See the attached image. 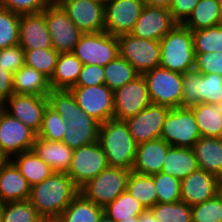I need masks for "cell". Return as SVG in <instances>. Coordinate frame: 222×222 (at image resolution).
I'll return each mask as SVG.
<instances>
[{
  "label": "cell",
  "instance_id": "94428289",
  "mask_svg": "<svg viewBox=\"0 0 222 222\" xmlns=\"http://www.w3.org/2000/svg\"><path fill=\"white\" fill-rule=\"evenodd\" d=\"M217 179H218L219 184H222V169L220 173L217 175Z\"/></svg>",
  "mask_w": 222,
  "mask_h": 222
},
{
  "label": "cell",
  "instance_id": "d6a6232c",
  "mask_svg": "<svg viewBox=\"0 0 222 222\" xmlns=\"http://www.w3.org/2000/svg\"><path fill=\"white\" fill-rule=\"evenodd\" d=\"M126 191L146 209L157 204V192L152 175H142L131 171Z\"/></svg>",
  "mask_w": 222,
  "mask_h": 222
},
{
  "label": "cell",
  "instance_id": "5bb4252c",
  "mask_svg": "<svg viewBox=\"0 0 222 222\" xmlns=\"http://www.w3.org/2000/svg\"><path fill=\"white\" fill-rule=\"evenodd\" d=\"M171 108L150 103L137 115L124 120L137 145L161 138L163 124Z\"/></svg>",
  "mask_w": 222,
  "mask_h": 222
},
{
  "label": "cell",
  "instance_id": "d590c367",
  "mask_svg": "<svg viewBox=\"0 0 222 222\" xmlns=\"http://www.w3.org/2000/svg\"><path fill=\"white\" fill-rule=\"evenodd\" d=\"M195 54L222 53V25L191 31Z\"/></svg>",
  "mask_w": 222,
  "mask_h": 222
},
{
  "label": "cell",
  "instance_id": "60d3db41",
  "mask_svg": "<svg viewBox=\"0 0 222 222\" xmlns=\"http://www.w3.org/2000/svg\"><path fill=\"white\" fill-rule=\"evenodd\" d=\"M20 15L0 8V49L19 44Z\"/></svg>",
  "mask_w": 222,
  "mask_h": 222
},
{
  "label": "cell",
  "instance_id": "5b68a950",
  "mask_svg": "<svg viewBox=\"0 0 222 222\" xmlns=\"http://www.w3.org/2000/svg\"><path fill=\"white\" fill-rule=\"evenodd\" d=\"M130 173L131 170L108 166L80 187L79 192L95 205L105 208L126 191Z\"/></svg>",
  "mask_w": 222,
  "mask_h": 222
},
{
  "label": "cell",
  "instance_id": "4316f807",
  "mask_svg": "<svg viewBox=\"0 0 222 222\" xmlns=\"http://www.w3.org/2000/svg\"><path fill=\"white\" fill-rule=\"evenodd\" d=\"M199 169L218 175L222 169V138L200 137L192 147Z\"/></svg>",
  "mask_w": 222,
  "mask_h": 222
},
{
  "label": "cell",
  "instance_id": "f5cc1de1",
  "mask_svg": "<svg viewBox=\"0 0 222 222\" xmlns=\"http://www.w3.org/2000/svg\"><path fill=\"white\" fill-rule=\"evenodd\" d=\"M145 5L169 9L173 0H143Z\"/></svg>",
  "mask_w": 222,
  "mask_h": 222
},
{
  "label": "cell",
  "instance_id": "11a10c76",
  "mask_svg": "<svg viewBox=\"0 0 222 222\" xmlns=\"http://www.w3.org/2000/svg\"><path fill=\"white\" fill-rule=\"evenodd\" d=\"M43 222H62L59 217L43 218Z\"/></svg>",
  "mask_w": 222,
  "mask_h": 222
},
{
  "label": "cell",
  "instance_id": "9a60e30c",
  "mask_svg": "<svg viewBox=\"0 0 222 222\" xmlns=\"http://www.w3.org/2000/svg\"><path fill=\"white\" fill-rule=\"evenodd\" d=\"M82 33L105 30V5L99 0H56Z\"/></svg>",
  "mask_w": 222,
  "mask_h": 222
},
{
  "label": "cell",
  "instance_id": "8fae6325",
  "mask_svg": "<svg viewBox=\"0 0 222 222\" xmlns=\"http://www.w3.org/2000/svg\"><path fill=\"white\" fill-rule=\"evenodd\" d=\"M108 166L106 154L97 141L73 151L67 175L80 188Z\"/></svg>",
  "mask_w": 222,
  "mask_h": 222
},
{
  "label": "cell",
  "instance_id": "e575fe53",
  "mask_svg": "<svg viewBox=\"0 0 222 222\" xmlns=\"http://www.w3.org/2000/svg\"><path fill=\"white\" fill-rule=\"evenodd\" d=\"M145 210L146 208L138 200L124 191L104 208V213L113 222H118L133 216H139Z\"/></svg>",
  "mask_w": 222,
  "mask_h": 222
},
{
  "label": "cell",
  "instance_id": "db71d44e",
  "mask_svg": "<svg viewBox=\"0 0 222 222\" xmlns=\"http://www.w3.org/2000/svg\"><path fill=\"white\" fill-rule=\"evenodd\" d=\"M139 222H159L150 209H146L139 215Z\"/></svg>",
  "mask_w": 222,
  "mask_h": 222
},
{
  "label": "cell",
  "instance_id": "03108f58",
  "mask_svg": "<svg viewBox=\"0 0 222 222\" xmlns=\"http://www.w3.org/2000/svg\"><path fill=\"white\" fill-rule=\"evenodd\" d=\"M111 1V0H103V3L105 4L106 2Z\"/></svg>",
  "mask_w": 222,
  "mask_h": 222
},
{
  "label": "cell",
  "instance_id": "30bf717a",
  "mask_svg": "<svg viewBox=\"0 0 222 222\" xmlns=\"http://www.w3.org/2000/svg\"><path fill=\"white\" fill-rule=\"evenodd\" d=\"M201 137L199 127L190 108L177 107L169 111L161 138L175 147L192 148Z\"/></svg>",
  "mask_w": 222,
  "mask_h": 222
},
{
  "label": "cell",
  "instance_id": "52a82bcc",
  "mask_svg": "<svg viewBox=\"0 0 222 222\" xmlns=\"http://www.w3.org/2000/svg\"><path fill=\"white\" fill-rule=\"evenodd\" d=\"M83 65L104 67L119 55V41L106 31L82 33L72 52Z\"/></svg>",
  "mask_w": 222,
  "mask_h": 222
},
{
  "label": "cell",
  "instance_id": "d4e9b609",
  "mask_svg": "<svg viewBox=\"0 0 222 222\" xmlns=\"http://www.w3.org/2000/svg\"><path fill=\"white\" fill-rule=\"evenodd\" d=\"M198 169V162L192 148L170 146L161 172L181 181Z\"/></svg>",
  "mask_w": 222,
  "mask_h": 222
},
{
  "label": "cell",
  "instance_id": "83f0119b",
  "mask_svg": "<svg viewBox=\"0 0 222 222\" xmlns=\"http://www.w3.org/2000/svg\"><path fill=\"white\" fill-rule=\"evenodd\" d=\"M83 63L72 53H59L56 68L50 79L52 90H70L75 86Z\"/></svg>",
  "mask_w": 222,
  "mask_h": 222
},
{
  "label": "cell",
  "instance_id": "91938a15",
  "mask_svg": "<svg viewBox=\"0 0 222 222\" xmlns=\"http://www.w3.org/2000/svg\"><path fill=\"white\" fill-rule=\"evenodd\" d=\"M217 196L221 199L222 201V184H219L218 191H217Z\"/></svg>",
  "mask_w": 222,
  "mask_h": 222
},
{
  "label": "cell",
  "instance_id": "74e56055",
  "mask_svg": "<svg viewBox=\"0 0 222 222\" xmlns=\"http://www.w3.org/2000/svg\"><path fill=\"white\" fill-rule=\"evenodd\" d=\"M59 53L54 49H34L25 51V64L51 79L56 68Z\"/></svg>",
  "mask_w": 222,
  "mask_h": 222
},
{
  "label": "cell",
  "instance_id": "603a6c76",
  "mask_svg": "<svg viewBox=\"0 0 222 222\" xmlns=\"http://www.w3.org/2000/svg\"><path fill=\"white\" fill-rule=\"evenodd\" d=\"M31 186L18 168L6 160L0 166V204L6 202L27 201Z\"/></svg>",
  "mask_w": 222,
  "mask_h": 222
},
{
  "label": "cell",
  "instance_id": "8992f818",
  "mask_svg": "<svg viewBox=\"0 0 222 222\" xmlns=\"http://www.w3.org/2000/svg\"><path fill=\"white\" fill-rule=\"evenodd\" d=\"M150 102L171 109L182 107L183 74L156 67L144 75Z\"/></svg>",
  "mask_w": 222,
  "mask_h": 222
},
{
  "label": "cell",
  "instance_id": "9c48e42d",
  "mask_svg": "<svg viewBox=\"0 0 222 222\" xmlns=\"http://www.w3.org/2000/svg\"><path fill=\"white\" fill-rule=\"evenodd\" d=\"M52 45L58 53L73 52L82 32L69 18L63 7L53 0L43 11Z\"/></svg>",
  "mask_w": 222,
  "mask_h": 222
},
{
  "label": "cell",
  "instance_id": "3957f363",
  "mask_svg": "<svg viewBox=\"0 0 222 222\" xmlns=\"http://www.w3.org/2000/svg\"><path fill=\"white\" fill-rule=\"evenodd\" d=\"M98 141L110 167L132 171L137 144L124 120L113 118L101 123Z\"/></svg>",
  "mask_w": 222,
  "mask_h": 222
},
{
  "label": "cell",
  "instance_id": "e0dca14e",
  "mask_svg": "<svg viewBox=\"0 0 222 222\" xmlns=\"http://www.w3.org/2000/svg\"><path fill=\"white\" fill-rule=\"evenodd\" d=\"M114 119L126 120L137 115L151 102L149 99L147 83L143 75L114 92Z\"/></svg>",
  "mask_w": 222,
  "mask_h": 222
},
{
  "label": "cell",
  "instance_id": "7c38bea8",
  "mask_svg": "<svg viewBox=\"0 0 222 222\" xmlns=\"http://www.w3.org/2000/svg\"><path fill=\"white\" fill-rule=\"evenodd\" d=\"M83 112L104 123L114 116V93L105 84L70 89Z\"/></svg>",
  "mask_w": 222,
  "mask_h": 222
},
{
  "label": "cell",
  "instance_id": "cb8c5ba5",
  "mask_svg": "<svg viewBox=\"0 0 222 222\" xmlns=\"http://www.w3.org/2000/svg\"><path fill=\"white\" fill-rule=\"evenodd\" d=\"M32 150L54 172L67 173L69 170L74 150L62 141H48L37 136Z\"/></svg>",
  "mask_w": 222,
  "mask_h": 222
},
{
  "label": "cell",
  "instance_id": "ba28073f",
  "mask_svg": "<svg viewBox=\"0 0 222 222\" xmlns=\"http://www.w3.org/2000/svg\"><path fill=\"white\" fill-rule=\"evenodd\" d=\"M120 56L134 67L139 75L160 66V41L141 39L130 34L117 37Z\"/></svg>",
  "mask_w": 222,
  "mask_h": 222
},
{
  "label": "cell",
  "instance_id": "ee69618b",
  "mask_svg": "<svg viewBox=\"0 0 222 222\" xmlns=\"http://www.w3.org/2000/svg\"><path fill=\"white\" fill-rule=\"evenodd\" d=\"M200 103L222 102V75L202 74L199 78Z\"/></svg>",
  "mask_w": 222,
  "mask_h": 222
},
{
  "label": "cell",
  "instance_id": "816d5d0a",
  "mask_svg": "<svg viewBox=\"0 0 222 222\" xmlns=\"http://www.w3.org/2000/svg\"><path fill=\"white\" fill-rule=\"evenodd\" d=\"M13 74L0 65V102L4 103L13 94Z\"/></svg>",
  "mask_w": 222,
  "mask_h": 222
},
{
  "label": "cell",
  "instance_id": "836d02e7",
  "mask_svg": "<svg viewBox=\"0 0 222 222\" xmlns=\"http://www.w3.org/2000/svg\"><path fill=\"white\" fill-rule=\"evenodd\" d=\"M103 69L105 72V85L113 92L139 76L134 67L120 55L110 61Z\"/></svg>",
  "mask_w": 222,
  "mask_h": 222
},
{
  "label": "cell",
  "instance_id": "484cf974",
  "mask_svg": "<svg viewBox=\"0 0 222 222\" xmlns=\"http://www.w3.org/2000/svg\"><path fill=\"white\" fill-rule=\"evenodd\" d=\"M13 94L47 97L50 93V79L26 64L13 74Z\"/></svg>",
  "mask_w": 222,
  "mask_h": 222
},
{
  "label": "cell",
  "instance_id": "be15d7a7",
  "mask_svg": "<svg viewBox=\"0 0 222 222\" xmlns=\"http://www.w3.org/2000/svg\"><path fill=\"white\" fill-rule=\"evenodd\" d=\"M3 111H4V105H3L2 102H0V117H1V115L3 113Z\"/></svg>",
  "mask_w": 222,
  "mask_h": 222
},
{
  "label": "cell",
  "instance_id": "bcb514c9",
  "mask_svg": "<svg viewBox=\"0 0 222 222\" xmlns=\"http://www.w3.org/2000/svg\"><path fill=\"white\" fill-rule=\"evenodd\" d=\"M53 0H1V8L22 14L42 12Z\"/></svg>",
  "mask_w": 222,
  "mask_h": 222
},
{
  "label": "cell",
  "instance_id": "4dcf8cb0",
  "mask_svg": "<svg viewBox=\"0 0 222 222\" xmlns=\"http://www.w3.org/2000/svg\"><path fill=\"white\" fill-rule=\"evenodd\" d=\"M103 214L104 208L95 205L79 192L58 217L62 222H98Z\"/></svg>",
  "mask_w": 222,
  "mask_h": 222
},
{
  "label": "cell",
  "instance_id": "7bdbcfd3",
  "mask_svg": "<svg viewBox=\"0 0 222 222\" xmlns=\"http://www.w3.org/2000/svg\"><path fill=\"white\" fill-rule=\"evenodd\" d=\"M193 222H222V201L216 195L205 202L191 206Z\"/></svg>",
  "mask_w": 222,
  "mask_h": 222
},
{
  "label": "cell",
  "instance_id": "ab89813d",
  "mask_svg": "<svg viewBox=\"0 0 222 222\" xmlns=\"http://www.w3.org/2000/svg\"><path fill=\"white\" fill-rule=\"evenodd\" d=\"M157 192V203L181 201V181L171 175L159 172L152 175Z\"/></svg>",
  "mask_w": 222,
  "mask_h": 222
},
{
  "label": "cell",
  "instance_id": "8d00e7d4",
  "mask_svg": "<svg viewBox=\"0 0 222 222\" xmlns=\"http://www.w3.org/2000/svg\"><path fill=\"white\" fill-rule=\"evenodd\" d=\"M0 213L2 222H36L40 218L29 200L2 203Z\"/></svg>",
  "mask_w": 222,
  "mask_h": 222
},
{
  "label": "cell",
  "instance_id": "681fc988",
  "mask_svg": "<svg viewBox=\"0 0 222 222\" xmlns=\"http://www.w3.org/2000/svg\"><path fill=\"white\" fill-rule=\"evenodd\" d=\"M105 84L103 67L97 65H83L75 86H95Z\"/></svg>",
  "mask_w": 222,
  "mask_h": 222
},
{
  "label": "cell",
  "instance_id": "6125c7cd",
  "mask_svg": "<svg viewBox=\"0 0 222 222\" xmlns=\"http://www.w3.org/2000/svg\"><path fill=\"white\" fill-rule=\"evenodd\" d=\"M7 159L1 154L0 152V166L6 161Z\"/></svg>",
  "mask_w": 222,
  "mask_h": 222
},
{
  "label": "cell",
  "instance_id": "f1b7e54d",
  "mask_svg": "<svg viewBox=\"0 0 222 222\" xmlns=\"http://www.w3.org/2000/svg\"><path fill=\"white\" fill-rule=\"evenodd\" d=\"M32 187L50 177L54 171L33 150L24 151L10 159Z\"/></svg>",
  "mask_w": 222,
  "mask_h": 222
},
{
  "label": "cell",
  "instance_id": "4fadbf2b",
  "mask_svg": "<svg viewBox=\"0 0 222 222\" xmlns=\"http://www.w3.org/2000/svg\"><path fill=\"white\" fill-rule=\"evenodd\" d=\"M36 137L35 131L3 111L0 117V152L7 160L32 150Z\"/></svg>",
  "mask_w": 222,
  "mask_h": 222
},
{
  "label": "cell",
  "instance_id": "44dd1931",
  "mask_svg": "<svg viewBox=\"0 0 222 222\" xmlns=\"http://www.w3.org/2000/svg\"><path fill=\"white\" fill-rule=\"evenodd\" d=\"M19 45L24 51L54 49L45 15L42 12L20 15Z\"/></svg>",
  "mask_w": 222,
  "mask_h": 222
},
{
  "label": "cell",
  "instance_id": "ffe728a7",
  "mask_svg": "<svg viewBox=\"0 0 222 222\" xmlns=\"http://www.w3.org/2000/svg\"><path fill=\"white\" fill-rule=\"evenodd\" d=\"M218 187L216 175L198 169L181 180V201L190 206L205 202L217 195Z\"/></svg>",
  "mask_w": 222,
  "mask_h": 222
},
{
  "label": "cell",
  "instance_id": "1f68e13d",
  "mask_svg": "<svg viewBox=\"0 0 222 222\" xmlns=\"http://www.w3.org/2000/svg\"><path fill=\"white\" fill-rule=\"evenodd\" d=\"M220 24L218 0H199L194 10L182 23L191 31H197Z\"/></svg>",
  "mask_w": 222,
  "mask_h": 222
},
{
  "label": "cell",
  "instance_id": "b9f144b4",
  "mask_svg": "<svg viewBox=\"0 0 222 222\" xmlns=\"http://www.w3.org/2000/svg\"><path fill=\"white\" fill-rule=\"evenodd\" d=\"M65 127L61 115L47 106L37 136L48 141H62Z\"/></svg>",
  "mask_w": 222,
  "mask_h": 222
},
{
  "label": "cell",
  "instance_id": "7402d4cb",
  "mask_svg": "<svg viewBox=\"0 0 222 222\" xmlns=\"http://www.w3.org/2000/svg\"><path fill=\"white\" fill-rule=\"evenodd\" d=\"M170 146L162 138L137 145L132 171L142 175H154L161 172Z\"/></svg>",
  "mask_w": 222,
  "mask_h": 222
},
{
  "label": "cell",
  "instance_id": "f546056e",
  "mask_svg": "<svg viewBox=\"0 0 222 222\" xmlns=\"http://www.w3.org/2000/svg\"><path fill=\"white\" fill-rule=\"evenodd\" d=\"M190 109L194 114L201 137L222 138V102L199 103Z\"/></svg>",
  "mask_w": 222,
  "mask_h": 222
},
{
  "label": "cell",
  "instance_id": "e7e4bbea",
  "mask_svg": "<svg viewBox=\"0 0 222 222\" xmlns=\"http://www.w3.org/2000/svg\"><path fill=\"white\" fill-rule=\"evenodd\" d=\"M36 222H43V218L40 217Z\"/></svg>",
  "mask_w": 222,
  "mask_h": 222
},
{
  "label": "cell",
  "instance_id": "f6af8a7d",
  "mask_svg": "<svg viewBox=\"0 0 222 222\" xmlns=\"http://www.w3.org/2000/svg\"><path fill=\"white\" fill-rule=\"evenodd\" d=\"M201 76L202 73L195 68L183 73V108H191L200 103L199 78Z\"/></svg>",
  "mask_w": 222,
  "mask_h": 222
},
{
  "label": "cell",
  "instance_id": "c3c4849f",
  "mask_svg": "<svg viewBox=\"0 0 222 222\" xmlns=\"http://www.w3.org/2000/svg\"><path fill=\"white\" fill-rule=\"evenodd\" d=\"M195 69L202 74L222 75V53L195 54Z\"/></svg>",
  "mask_w": 222,
  "mask_h": 222
},
{
  "label": "cell",
  "instance_id": "f35d334b",
  "mask_svg": "<svg viewBox=\"0 0 222 222\" xmlns=\"http://www.w3.org/2000/svg\"><path fill=\"white\" fill-rule=\"evenodd\" d=\"M150 210L159 222H190L192 220L191 206L182 201L157 203Z\"/></svg>",
  "mask_w": 222,
  "mask_h": 222
},
{
  "label": "cell",
  "instance_id": "7dc6e473",
  "mask_svg": "<svg viewBox=\"0 0 222 222\" xmlns=\"http://www.w3.org/2000/svg\"><path fill=\"white\" fill-rule=\"evenodd\" d=\"M0 65L12 74L16 73L25 65V51L19 45L0 49Z\"/></svg>",
  "mask_w": 222,
  "mask_h": 222
},
{
  "label": "cell",
  "instance_id": "6da1fadb",
  "mask_svg": "<svg viewBox=\"0 0 222 222\" xmlns=\"http://www.w3.org/2000/svg\"><path fill=\"white\" fill-rule=\"evenodd\" d=\"M47 99L48 106L61 115L66 125L64 144L75 150L98 141L101 123L81 110L70 90H51Z\"/></svg>",
  "mask_w": 222,
  "mask_h": 222
},
{
  "label": "cell",
  "instance_id": "d6986e66",
  "mask_svg": "<svg viewBox=\"0 0 222 222\" xmlns=\"http://www.w3.org/2000/svg\"><path fill=\"white\" fill-rule=\"evenodd\" d=\"M177 24L169 9L144 5L131 34L141 39L160 41Z\"/></svg>",
  "mask_w": 222,
  "mask_h": 222
},
{
  "label": "cell",
  "instance_id": "7a4b0ae2",
  "mask_svg": "<svg viewBox=\"0 0 222 222\" xmlns=\"http://www.w3.org/2000/svg\"><path fill=\"white\" fill-rule=\"evenodd\" d=\"M79 193L67 173L54 172L31 187L29 201L42 218L58 217Z\"/></svg>",
  "mask_w": 222,
  "mask_h": 222
},
{
  "label": "cell",
  "instance_id": "ac0fdd59",
  "mask_svg": "<svg viewBox=\"0 0 222 222\" xmlns=\"http://www.w3.org/2000/svg\"><path fill=\"white\" fill-rule=\"evenodd\" d=\"M3 105L6 113L20 120L38 134L42 126L45 109L48 106L47 97L12 94Z\"/></svg>",
  "mask_w": 222,
  "mask_h": 222
},
{
  "label": "cell",
  "instance_id": "680465c9",
  "mask_svg": "<svg viewBox=\"0 0 222 222\" xmlns=\"http://www.w3.org/2000/svg\"><path fill=\"white\" fill-rule=\"evenodd\" d=\"M220 24L222 25V0H218Z\"/></svg>",
  "mask_w": 222,
  "mask_h": 222
},
{
  "label": "cell",
  "instance_id": "9f6ffc18",
  "mask_svg": "<svg viewBox=\"0 0 222 222\" xmlns=\"http://www.w3.org/2000/svg\"><path fill=\"white\" fill-rule=\"evenodd\" d=\"M118 222H139V216H133V217H130L129 219L121 220Z\"/></svg>",
  "mask_w": 222,
  "mask_h": 222
},
{
  "label": "cell",
  "instance_id": "f907efd6",
  "mask_svg": "<svg viewBox=\"0 0 222 222\" xmlns=\"http://www.w3.org/2000/svg\"><path fill=\"white\" fill-rule=\"evenodd\" d=\"M199 0H173L169 11L172 14L173 19L182 24L194 10V7L198 4Z\"/></svg>",
  "mask_w": 222,
  "mask_h": 222
},
{
  "label": "cell",
  "instance_id": "2e32d148",
  "mask_svg": "<svg viewBox=\"0 0 222 222\" xmlns=\"http://www.w3.org/2000/svg\"><path fill=\"white\" fill-rule=\"evenodd\" d=\"M104 5V31L118 37L132 32L145 4L143 0H111Z\"/></svg>",
  "mask_w": 222,
  "mask_h": 222
},
{
  "label": "cell",
  "instance_id": "277c9868",
  "mask_svg": "<svg viewBox=\"0 0 222 222\" xmlns=\"http://www.w3.org/2000/svg\"><path fill=\"white\" fill-rule=\"evenodd\" d=\"M160 67L185 73L195 66V51L191 30L177 24L161 40Z\"/></svg>",
  "mask_w": 222,
  "mask_h": 222
},
{
  "label": "cell",
  "instance_id": "6f0895ef",
  "mask_svg": "<svg viewBox=\"0 0 222 222\" xmlns=\"http://www.w3.org/2000/svg\"><path fill=\"white\" fill-rule=\"evenodd\" d=\"M98 222H113V221L104 213Z\"/></svg>",
  "mask_w": 222,
  "mask_h": 222
}]
</instances>
